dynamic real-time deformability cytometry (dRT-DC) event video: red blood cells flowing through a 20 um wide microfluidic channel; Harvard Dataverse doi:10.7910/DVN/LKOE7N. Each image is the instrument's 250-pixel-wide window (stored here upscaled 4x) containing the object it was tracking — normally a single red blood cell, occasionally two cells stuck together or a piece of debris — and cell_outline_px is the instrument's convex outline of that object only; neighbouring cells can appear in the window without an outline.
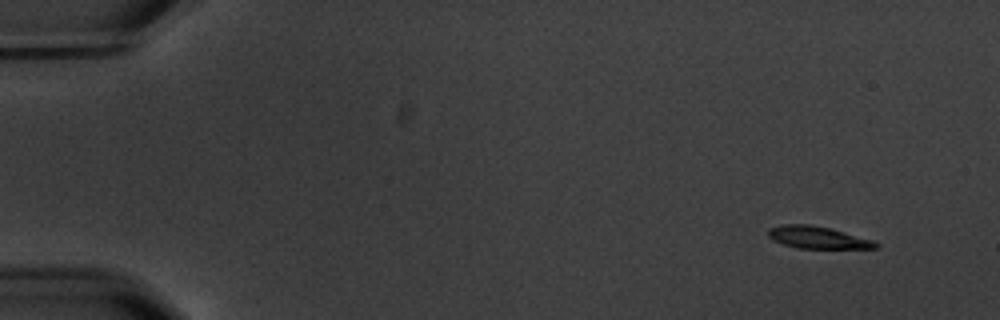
{"species": "common noctule bat (a hibernating species)", "species_latin": "Nyctalus noctula", "temperature_condition": "warm", "stored_images_in_passage": 6, "camera_frame_rate_fps": 3000, "um_per_image_px": 0.085, "animal": {"sex": "male", "body_mass_g": 20.1, "forearm_length_mm": 53.5}, "frame": {"image": 1, "passage_image": 1, "time_ms": 0.0, "image_size_px": [1000, 320], "cell_outline_px": [[880, 248], [796, 248], [772, 240], [768, 236], [768, 228], [780, 224], [808, 224], [828, 228], [844, 232], [872, 240], [880, 244]], "centroid_in_image_um": [69.46, 20.18], "position_along_channel_um": 15.5, "area_um2": 13.81}}
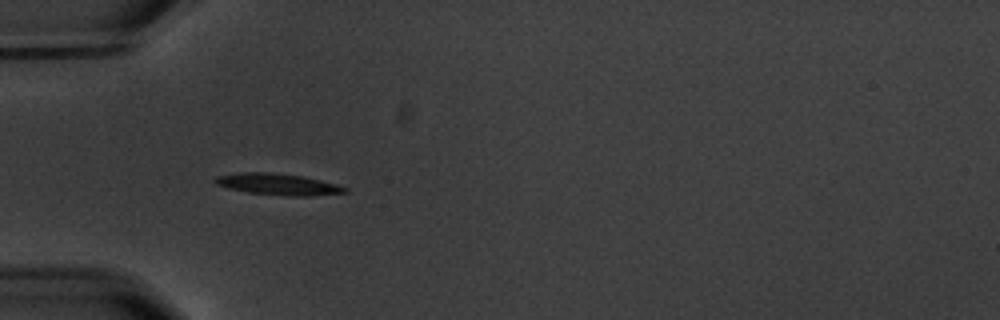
{"frame": {"image": 2, "passage_image": 5, "time_ms": 4.667, "image_size_px": [1000, 320], "cell_outline_px": [[348, 192], [312, 196], [288, 196], [248, 192], [228, 188], [216, 184], [212, 180], [216, 176], [244, 172], [272, 172], [304, 176], [336, 184], [348, 188]], "centroid_in_image_um": [23.64, 15.66], "position_along_channel_um": 61.4, "area_um2": 16.24}}